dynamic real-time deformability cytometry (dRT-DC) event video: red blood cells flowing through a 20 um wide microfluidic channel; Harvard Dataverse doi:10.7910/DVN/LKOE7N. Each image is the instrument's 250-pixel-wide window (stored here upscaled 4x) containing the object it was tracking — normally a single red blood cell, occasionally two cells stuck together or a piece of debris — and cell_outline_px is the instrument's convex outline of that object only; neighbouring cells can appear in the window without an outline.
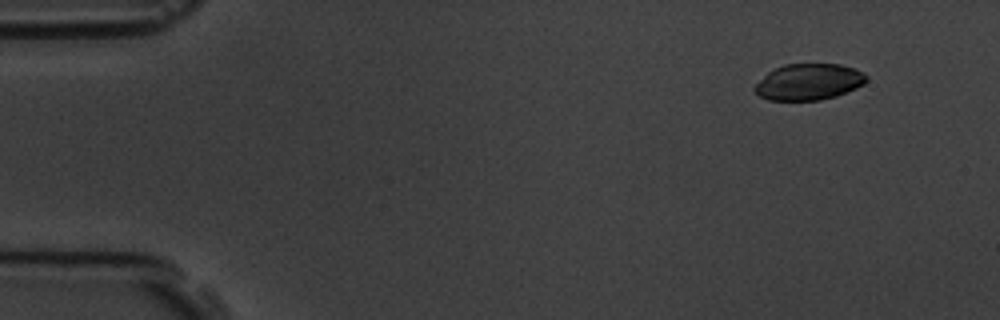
{"species": "common noctule bat (a hibernating species)", "species_latin": "Nyctalus noctula", "temperature_condition": "room temperature", "stored_images_in_passage": 6, "segment_of_instrument_passage": [2, 2], "camera_frame_rate_fps": 3000, "um_per_image_px": 0.085, "animal": {"sex": "male", "body_mass_g": 19.5, "forearm_length_mm": 54.6}, "frame": {"image": 1, "passage_image": 6, "time_ms": 5.667, "image_size_px": [1000, 320], "cell_outline_px": [[868, 80], [864, 84], [856, 88], [836, 96], [820, 100], [768, 100], [760, 96], [752, 88], [768, 72], [784, 64], [840, 64], [856, 68], [864, 72], [868, 76]], "centroid_in_image_um": [68.78, 6.95], "position_along_channel_um": 16.2, "area_um2": 23.7}}